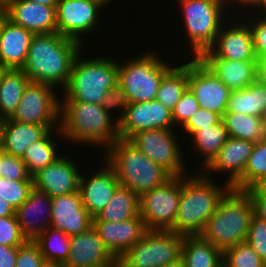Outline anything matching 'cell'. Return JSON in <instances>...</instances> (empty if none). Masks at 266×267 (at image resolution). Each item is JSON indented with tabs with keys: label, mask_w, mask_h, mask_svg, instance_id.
<instances>
[{
	"label": "cell",
	"mask_w": 266,
	"mask_h": 267,
	"mask_svg": "<svg viewBox=\"0 0 266 267\" xmlns=\"http://www.w3.org/2000/svg\"><path fill=\"white\" fill-rule=\"evenodd\" d=\"M253 215L249 195L245 191L230 189L219 201L215 213L208 219L199 236L224 253L246 242Z\"/></svg>",
	"instance_id": "cell-8"
},
{
	"label": "cell",
	"mask_w": 266,
	"mask_h": 267,
	"mask_svg": "<svg viewBox=\"0 0 266 267\" xmlns=\"http://www.w3.org/2000/svg\"><path fill=\"white\" fill-rule=\"evenodd\" d=\"M42 267H65L63 263H56V262H46L43 264Z\"/></svg>",
	"instance_id": "cell-59"
},
{
	"label": "cell",
	"mask_w": 266,
	"mask_h": 267,
	"mask_svg": "<svg viewBox=\"0 0 266 267\" xmlns=\"http://www.w3.org/2000/svg\"><path fill=\"white\" fill-rule=\"evenodd\" d=\"M8 19L34 35L57 33L56 7L29 0H17L8 6Z\"/></svg>",
	"instance_id": "cell-24"
},
{
	"label": "cell",
	"mask_w": 266,
	"mask_h": 267,
	"mask_svg": "<svg viewBox=\"0 0 266 267\" xmlns=\"http://www.w3.org/2000/svg\"><path fill=\"white\" fill-rule=\"evenodd\" d=\"M226 6L231 15H241L249 12L258 0H225Z\"/></svg>",
	"instance_id": "cell-49"
},
{
	"label": "cell",
	"mask_w": 266,
	"mask_h": 267,
	"mask_svg": "<svg viewBox=\"0 0 266 267\" xmlns=\"http://www.w3.org/2000/svg\"><path fill=\"white\" fill-rule=\"evenodd\" d=\"M83 48L80 42L59 33L34 35L21 69L31 82L48 84L61 92Z\"/></svg>",
	"instance_id": "cell-3"
},
{
	"label": "cell",
	"mask_w": 266,
	"mask_h": 267,
	"mask_svg": "<svg viewBox=\"0 0 266 267\" xmlns=\"http://www.w3.org/2000/svg\"><path fill=\"white\" fill-rule=\"evenodd\" d=\"M182 241L173 231L147 230L121 257L133 267H164L181 256Z\"/></svg>",
	"instance_id": "cell-13"
},
{
	"label": "cell",
	"mask_w": 266,
	"mask_h": 267,
	"mask_svg": "<svg viewBox=\"0 0 266 267\" xmlns=\"http://www.w3.org/2000/svg\"><path fill=\"white\" fill-rule=\"evenodd\" d=\"M6 69H7V68H5L4 66L0 65V81H1L2 75L4 74V71H5Z\"/></svg>",
	"instance_id": "cell-63"
},
{
	"label": "cell",
	"mask_w": 266,
	"mask_h": 267,
	"mask_svg": "<svg viewBox=\"0 0 266 267\" xmlns=\"http://www.w3.org/2000/svg\"><path fill=\"white\" fill-rule=\"evenodd\" d=\"M223 267H266V263L247 242H242L223 253Z\"/></svg>",
	"instance_id": "cell-38"
},
{
	"label": "cell",
	"mask_w": 266,
	"mask_h": 267,
	"mask_svg": "<svg viewBox=\"0 0 266 267\" xmlns=\"http://www.w3.org/2000/svg\"><path fill=\"white\" fill-rule=\"evenodd\" d=\"M29 1L37 2L46 6L56 7L59 0H29Z\"/></svg>",
	"instance_id": "cell-58"
},
{
	"label": "cell",
	"mask_w": 266,
	"mask_h": 267,
	"mask_svg": "<svg viewBox=\"0 0 266 267\" xmlns=\"http://www.w3.org/2000/svg\"><path fill=\"white\" fill-rule=\"evenodd\" d=\"M181 197V176H172L163 185L140 197V215L147 230L171 231Z\"/></svg>",
	"instance_id": "cell-12"
},
{
	"label": "cell",
	"mask_w": 266,
	"mask_h": 267,
	"mask_svg": "<svg viewBox=\"0 0 266 267\" xmlns=\"http://www.w3.org/2000/svg\"><path fill=\"white\" fill-rule=\"evenodd\" d=\"M61 92L54 86L29 82L10 118L22 123L60 126Z\"/></svg>",
	"instance_id": "cell-11"
},
{
	"label": "cell",
	"mask_w": 266,
	"mask_h": 267,
	"mask_svg": "<svg viewBox=\"0 0 266 267\" xmlns=\"http://www.w3.org/2000/svg\"><path fill=\"white\" fill-rule=\"evenodd\" d=\"M181 257L186 267H223V252L200 236H183Z\"/></svg>",
	"instance_id": "cell-30"
},
{
	"label": "cell",
	"mask_w": 266,
	"mask_h": 267,
	"mask_svg": "<svg viewBox=\"0 0 266 267\" xmlns=\"http://www.w3.org/2000/svg\"><path fill=\"white\" fill-rule=\"evenodd\" d=\"M2 151V146H1V136H0V152Z\"/></svg>",
	"instance_id": "cell-65"
},
{
	"label": "cell",
	"mask_w": 266,
	"mask_h": 267,
	"mask_svg": "<svg viewBox=\"0 0 266 267\" xmlns=\"http://www.w3.org/2000/svg\"><path fill=\"white\" fill-rule=\"evenodd\" d=\"M70 247L65 267H107L114 259L93 226L86 232L71 236Z\"/></svg>",
	"instance_id": "cell-23"
},
{
	"label": "cell",
	"mask_w": 266,
	"mask_h": 267,
	"mask_svg": "<svg viewBox=\"0 0 266 267\" xmlns=\"http://www.w3.org/2000/svg\"><path fill=\"white\" fill-rule=\"evenodd\" d=\"M264 177H266V144L260 140L255 142L243 174L231 189L245 191L254 187Z\"/></svg>",
	"instance_id": "cell-37"
},
{
	"label": "cell",
	"mask_w": 266,
	"mask_h": 267,
	"mask_svg": "<svg viewBox=\"0 0 266 267\" xmlns=\"http://www.w3.org/2000/svg\"><path fill=\"white\" fill-rule=\"evenodd\" d=\"M0 177L9 180H33L21 157L0 152Z\"/></svg>",
	"instance_id": "cell-42"
},
{
	"label": "cell",
	"mask_w": 266,
	"mask_h": 267,
	"mask_svg": "<svg viewBox=\"0 0 266 267\" xmlns=\"http://www.w3.org/2000/svg\"><path fill=\"white\" fill-rule=\"evenodd\" d=\"M199 108L200 105L195 95L187 88L172 110L174 126L180 129Z\"/></svg>",
	"instance_id": "cell-45"
},
{
	"label": "cell",
	"mask_w": 266,
	"mask_h": 267,
	"mask_svg": "<svg viewBox=\"0 0 266 267\" xmlns=\"http://www.w3.org/2000/svg\"><path fill=\"white\" fill-rule=\"evenodd\" d=\"M262 141L266 144V133L265 136L262 138Z\"/></svg>",
	"instance_id": "cell-64"
},
{
	"label": "cell",
	"mask_w": 266,
	"mask_h": 267,
	"mask_svg": "<svg viewBox=\"0 0 266 267\" xmlns=\"http://www.w3.org/2000/svg\"><path fill=\"white\" fill-rule=\"evenodd\" d=\"M32 188L33 180L16 181L0 177V198L4 199L15 210L27 200Z\"/></svg>",
	"instance_id": "cell-39"
},
{
	"label": "cell",
	"mask_w": 266,
	"mask_h": 267,
	"mask_svg": "<svg viewBox=\"0 0 266 267\" xmlns=\"http://www.w3.org/2000/svg\"><path fill=\"white\" fill-rule=\"evenodd\" d=\"M178 131L149 129L132 135L128 140L171 176H184L192 170L188 156H185V142L180 139L181 133Z\"/></svg>",
	"instance_id": "cell-9"
},
{
	"label": "cell",
	"mask_w": 266,
	"mask_h": 267,
	"mask_svg": "<svg viewBox=\"0 0 266 267\" xmlns=\"http://www.w3.org/2000/svg\"><path fill=\"white\" fill-rule=\"evenodd\" d=\"M239 16L250 27L257 59L261 60L266 58V18L255 16L249 12Z\"/></svg>",
	"instance_id": "cell-40"
},
{
	"label": "cell",
	"mask_w": 266,
	"mask_h": 267,
	"mask_svg": "<svg viewBox=\"0 0 266 267\" xmlns=\"http://www.w3.org/2000/svg\"><path fill=\"white\" fill-rule=\"evenodd\" d=\"M264 197H266V177L254 186Z\"/></svg>",
	"instance_id": "cell-56"
},
{
	"label": "cell",
	"mask_w": 266,
	"mask_h": 267,
	"mask_svg": "<svg viewBox=\"0 0 266 267\" xmlns=\"http://www.w3.org/2000/svg\"><path fill=\"white\" fill-rule=\"evenodd\" d=\"M188 88L200 108L221 117L226 112L231 90L199 58H188Z\"/></svg>",
	"instance_id": "cell-16"
},
{
	"label": "cell",
	"mask_w": 266,
	"mask_h": 267,
	"mask_svg": "<svg viewBox=\"0 0 266 267\" xmlns=\"http://www.w3.org/2000/svg\"><path fill=\"white\" fill-rule=\"evenodd\" d=\"M50 226L70 237L86 232L93 226V217L83 206L79 191L51 198Z\"/></svg>",
	"instance_id": "cell-20"
},
{
	"label": "cell",
	"mask_w": 266,
	"mask_h": 267,
	"mask_svg": "<svg viewBox=\"0 0 266 267\" xmlns=\"http://www.w3.org/2000/svg\"><path fill=\"white\" fill-rule=\"evenodd\" d=\"M107 12V6L100 0H59L56 5L57 33L80 42L84 47L90 46L96 39H89V36L102 31L99 28L108 17Z\"/></svg>",
	"instance_id": "cell-10"
},
{
	"label": "cell",
	"mask_w": 266,
	"mask_h": 267,
	"mask_svg": "<svg viewBox=\"0 0 266 267\" xmlns=\"http://www.w3.org/2000/svg\"><path fill=\"white\" fill-rule=\"evenodd\" d=\"M249 13L266 18V0H258L256 5L249 11Z\"/></svg>",
	"instance_id": "cell-52"
},
{
	"label": "cell",
	"mask_w": 266,
	"mask_h": 267,
	"mask_svg": "<svg viewBox=\"0 0 266 267\" xmlns=\"http://www.w3.org/2000/svg\"><path fill=\"white\" fill-rule=\"evenodd\" d=\"M150 48L146 47V51L142 48L135 55L133 53L126 55L125 52L124 58L123 56L118 58V82L123 86L129 103L156 100L163 76L180 59L172 52L167 53V49L161 54L159 49Z\"/></svg>",
	"instance_id": "cell-6"
},
{
	"label": "cell",
	"mask_w": 266,
	"mask_h": 267,
	"mask_svg": "<svg viewBox=\"0 0 266 267\" xmlns=\"http://www.w3.org/2000/svg\"><path fill=\"white\" fill-rule=\"evenodd\" d=\"M101 105L118 122L122 119L126 108L129 106V101L123 86L119 82L106 93Z\"/></svg>",
	"instance_id": "cell-41"
},
{
	"label": "cell",
	"mask_w": 266,
	"mask_h": 267,
	"mask_svg": "<svg viewBox=\"0 0 266 267\" xmlns=\"http://www.w3.org/2000/svg\"><path fill=\"white\" fill-rule=\"evenodd\" d=\"M245 192L249 195L254 215L266 221V197H264L255 187L248 188Z\"/></svg>",
	"instance_id": "cell-48"
},
{
	"label": "cell",
	"mask_w": 266,
	"mask_h": 267,
	"mask_svg": "<svg viewBox=\"0 0 266 267\" xmlns=\"http://www.w3.org/2000/svg\"><path fill=\"white\" fill-rule=\"evenodd\" d=\"M231 91L241 90L256 81L258 61H232L224 58H199Z\"/></svg>",
	"instance_id": "cell-28"
},
{
	"label": "cell",
	"mask_w": 266,
	"mask_h": 267,
	"mask_svg": "<svg viewBox=\"0 0 266 267\" xmlns=\"http://www.w3.org/2000/svg\"><path fill=\"white\" fill-rule=\"evenodd\" d=\"M110 267H133L126 262L122 257H114Z\"/></svg>",
	"instance_id": "cell-55"
},
{
	"label": "cell",
	"mask_w": 266,
	"mask_h": 267,
	"mask_svg": "<svg viewBox=\"0 0 266 267\" xmlns=\"http://www.w3.org/2000/svg\"><path fill=\"white\" fill-rule=\"evenodd\" d=\"M15 215V209L4 199L0 198V217Z\"/></svg>",
	"instance_id": "cell-53"
},
{
	"label": "cell",
	"mask_w": 266,
	"mask_h": 267,
	"mask_svg": "<svg viewBox=\"0 0 266 267\" xmlns=\"http://www.w3.org/2000/svg\"><path fill=\"white\" fill-rule=\"evenodd\" d=\"M187 88L188 58H182L163 76L156 100L172 111Z\"/></svg>",
	"instance_id": "cell-33"
},
{
	"label": "cell",
	"mask_w": 266,
	"mask_h": 267,
	"mask_svg": "<svg viewBox=\"0 0 266 267\" xmlns=\"http://www.w3.org/2000/svg\"><path fill=\"white\" fill-rule=\"evenodd\" d=\"M246 242L253 248L259 257L266 263V221L253 215Z\"/></svg>",
	"instance_id": "cell-46"
},
{
	"label": "cell",
	"mask_w": 266,
	"mask_h": 267,
	"mask_svg": "<svg viewBox=\"0 0 266 267\" xmlns=\"http://www.w3.org/2000/svg\"><path fill=\"white\" fill-rule=\"evenodd\" d=\"M254 144L255 142L249 140L229 136L217 155L202 172L211 178H222L221 180L231 187L243 174Z\"/></svg>",
	"instance_id": "cell-19"
},
{
	"label": "cell",
	"mask_w": 266,
	"mask_h": 267,
	"mask_svg": "<svg viewBox=\"0 0 266 267\" xmlns=\"http://www.w3.org/2000/svg\"><path fill=\"white\" fill-rule=\"evenodd\" d=\"M192 170L181 176V197L175 224L171 231L181 236H199L219 201L231 189L221 179Z\"/></svg>",
	"instance_id": "cell-4"
},
{
	"label": "cell",
	"mask_w": 266,
	"mask_h": 267,
	"mask_svg": "<svg viewBox=\"0 0 266 267\" xmlns=\"http://www.w3.org/2000/svg\"><path fill=\"white\" fill-rule=\"evenodd\" d=\"M17 1V0H0L1 5L8 6L10 3Z\"/></svg>",
	"instance_id": "cell-62"
},
{
	"label": "cell",
	"mask_w": 266,
	"mask_h": 267,
	"mask_svg": "<svg viewBox=\"0 0 266 267\" xmlns=\"http://www.w3.org/2000/svg\"><path fill=\"white\" fill-rule=\"evenodd\" d=\"M149 129H177L172 111L157 100L129 103L119 121V138L129 139L132 135Z\"/></svg>",
	"instance_id": "cell-18"
},
{
	"label": "cell",
	"mask_w": 266,
	"mask_h": 267,
	"mask_svg": "<svg viewBox=\"0 0 266 267\" xmlns=\"http://www.w3.org/2000/svg\"><path fill=\"white\" fill-rule=\"evenodd\" d=\"M101 2H103L107 7L108 9L110 10V7L111 6L113 8V6L111 5L113 2H117L118 0H100ZM120 1V0H119ZM110 4V5H109Z\"/></svg>",
	"instance_id": "cell-60"
},
{
	"label": "cell",
	"mask_w": 266,
	"mask_h": 267,
	"mask_svg": "<svg viewBox=\"0 0 266 267\" xmlns=\"http://www.w3.org/2000/svg\"><path fill=\"white\" fill-rule=\"evenodd\" d=\"M199 58L258 61L249 25L239 15H232L221 26L213 46Z\"/></svg>",
	"instance_id": "cell-14"
},
{
	"label": "cell",
	"mask_w": 266,
	"mask_h": 267,
	"mask_svg": "<svg viewBox=\"0 0 266 267\" xmlns=\"http://www.w3.org/2000/svg\"><path fill=\"white\" fill-rule=\"evenodd\" d=\"M98 157L102 161L97 159L94 165H97L99 161L100 167L98 165L97 167L93 166L90 168V170L92 169L91 173L89 169L88 171L87 169L86 171L83 170L79 183V193L83 206L92 217H95L109 203L116 189L121 185L113 168L103 157Z\"/></svg>",
	"instance_id": "cell-17"
},
{
	"label": "cell",
	"mask_w": 266,
	"mask_h": 267,
	"mask_svg": "<svg viewBox=\"0 0 266 267\" xmlns=\"http://www.w3.org/2000/svg\"><path fill=\"white\" fill-rule=\"evenodd\" d=\"M261 119H262V122L264 124L265 129H266V105L264 107V111L262 113Z\"/></svg>",
	"instance_id": "cell-61"
},
{
	"label": "cell",
	"mask_w": 266,
	"mask_h": 267,
	"mask_svg": "<svg viewBox=\"0 0 266 267\" xmlns=\"http://www.w3.org/2000/svg\"><path fill=\"white\" fill-rule=\"evenodd\" d=\"M222 120V117L212 111L199 108L195 111L187 122L179 129L181 137H183L184 142H187L188 138L195 130L198 128H205L211 125H215ZM187 136V137H186Z\"/></svg>",
	"instance_id": "cell-43"
},
{
	"label": "cell",
	"mask_w": 266,
	"mask_h": 267,
	"mask_svg": "<svg viewBox=\"0 0 266 267\" xmlns=\"http://www.w3.org/2000/svg\"><path fill=\"white\" fill-rule=\"evenodd\" d=\"M100 156L113 168L121 186L139 197L172 177L128 139L118 138Z\"/></svg>",
	"instance_id": "cell-7"
},
{
	"label": "cell",
	"mask_w": 266,
	"mask_h": 267,
	"mask_svg": "<svg viewBox=\"0 0 266 267\" xmlns=\"http://www.w3.org/2000/svg\"><path fill=\"white\" fill-rule=\"evenodd\" d=\"M8 8L5 5L0 4V33L4 27V24L8 21Z\"/></svg>",
	"instance_id": "cell-54"
},
{
	"label": "cell",
	"mask_w": 266,
	"mask_h": 267,
	"mask_svg": "<svg viewBox=\"0 0 266 267\" xmlns=\"http://www.w3.org/2000/svg\"><path fill=\"white\" fill-rule=\"evenodd\" d=\"M27 239L22 235L15 215L0 217V244L8 247H20Z\"/></svg>",
	"instance_id": "cell-44"
},
{
	"label": "cell",
	"mask_w": 266,
	"mask_h": 267,
	"mask_svg": "<svg viewBox=\"0 0 266 267\" xmlns=\"http://www.w3.org/2000/svg\"><path fill=\"white\" fill-rule=\"evenodd\" d=\"M60 131L69 150L77 145L94 148L100 156L119 138V122L101 104L61 101Z\"/></svg>",
	"instance_id": "cell-2"
},
{
	"label": "cell",
	"mask_w": 266,
	"mask_h": 267,
	"mask_svg": "<svg viewBox=\"0 0 266 267\" xmlns=\"http://www.w3.org/2000/svg\"><path fill=\"white\" fill-rule=\"evenodd\" d=\"M18 247H8L0 244V267H15Z\"/></svg>",
	"instance_id": "cell-50"
},
{
	"label": "cell",
	"mask_w": 266,
	"mask_h": 267,
	"mask_svg": "<svg viewBox=\"0 0 266 267\" xmlns=\"http://www.w3.org/2000/svg\"><path fill=\"white\" fill-rule=\"evenodd\" d=\"M64 153L32 176L33 187L47 193L51 198L79 191L80 177L83 169H86L82 166L83 160L74 157L78 152H74L73 156L70 152V155L66 151ZM79 161L81 165L78 164Z\"/></svg>",
	"instance_id": "cell-15"
},
{
	"label": "cell",
	"mask_w": 266,
	"mask_h": 267,
	"mask_svg": "<svg viewBox=\"0 0 266 267\" xmlns=\"http://www.w3.org/2000/svg\"><path fill=\"white\" fill-rule=\"evenodd\" d=\"M173 1L171 3L174 4L175 8L178 7L176 12L180 14V19L176 17L178 25L174 23L177 27L174 29H177L175 31L180 35L175 37L178 40H173H176L177 43L182 42L175 46L180 48H175L178 49L177 51L173 49L175 51L173 54L180 59L199 58L213 46L221 26L232 16L227 9L226 1L176 0L177 3ZM179 21H181L180 24Z\"/></svg>",
	"instance_id": "cell-1"
},
{
	"label": "cell",
	"mask_w": 266,
	"mask_h": 267,
	"mask_svg": "<svg viewBox=\"0 0 266 267\" xmlns=\"http://www.w3.org/2000/svg\"><path fill=\"white\" fill-rule=\"evenodd\" d=\"M93 227L114 257H121L147 231L141 215L122 222L93 221Z\"/></svg>",
	"instance_id": "cell-21"
},
{
	"label": "cell",
	"mask_w": 266,
	"mask_h": 267,
	"mask_svg": "<svg viewBox=\"0 0 266 267\" xmlns=\"http://www.w3.org/2000/svg\"><path fill=\"white\" fill-rule=\"evenodd\" d=\"M266 105V86L257 80L241 90L230 91L226 112L261 117Z\"/></svg>",
	"instance_id": "cell-34"
},
{
	"label": "cell",
	"mask_w": 266,
	"mask_h": 267,
	"mask_svg": "<svg viewBox=\"0 0 266 267\" xmlns=\"http://www.w3.org/2000/svg\"><path fill=\"white\" fill-rule=\"evenodd\" d=\"M228 138V131L223 120L215 125L198 128L188 138H186L189 143L185 142V147L188 148L189 146V148L185 149V154H188L187 151H190L191 149L192 152L189 155V158L193 155V161H198L196 163L197 165L194 164L196 168L195 170L202 171L217 155L220 148L225 144Z\"/></svg>",
	"instance_id": "cell-25"
},
{
	"label": "cell",
	"mask_w": 266,
	"mask_h": 267,
	"mask_svg": "<svg viewBox=\"0 0 266 267\" xmlns=\"http://www.w3.org/2000/svg\"><path fill=\"white\" fill-rule=\"evenodd\" d=\"M140 215V197L129 188L119 186L109 203L93 221L122 222Z\"/></svg>",
	"instance_id": "cell-31"
},
{
	"label": "cell",
	"mask_w": 266,
	"mask_h": 267,
	"mask_svg": "<svg viewBox=\"0 0 266 267\" xmlns=\"http://www.w3.org/2000/svg\"><path fill=\"white\" fill-rule=\"evenodd\" d=\"M256 80L266 86V58L258 60Z\"/></svg>",
	"instance_id": "cell-51"
},
{
	"label": "cell",
	"mask_w": 266,
	"mask_h": 267,
	"mask_svg": "<svg viewBox=\"0 0 266 267\" xmlns=\"http://www.w3.org/2000/svg\"><path fill=\"white\" fill-rule=\"evenodd\" d=\"M44 263L45 259L35 241L27 240L18 247L15 267H42Z\"/></svg>",
	"instance_id": "cell-47"
},
{
	"label": "cell",
	"mask_w": 266,
	"mask_h": 267,
	"mask_svg": "<svg viewBox=\"0 0 266 267\" xmlns=\"http://www.w3.org/2000/svg\"><path fill=\"white\" fill-rule=\"evenodd\" d=\"M164 267H186L184 259L180 256L175 261L170 262L169 264L165 265Z\"/></svg>",
	"instance_id": "cell-57"
},
{
	"label": "cell",
	"mask_w": 266,
	"mask_h": 267,
	"mask_svg": "<svg viewBox=\"0 0 266 267\" xmlns=\"http://www.w3.org/2000/svg\"><path fill=\"white\" fill-rule=\"evenodd\" d=\"M34 34L8 20L0 33V65L21 69L26 62Z\"/></svg>",
	"instance_id": "cell-27"
},
{
	"label": "cell",
	"mask_w": 266,
	"mask_h": 267,
	"mask_svg": "<svg viewBox=\"0 0 266 267\" xmlns=\"http://www.w3.org/2000/svg\"><path fill=\"white\" fill-rule=\"evenodd\" d=\"M22 235L35 241L51 225V197L34 187L27 200L15 210Z\"/></svg>",
	"instance_id": "cell-22"
},
{
	"label": "cell",
	"mask_w": 266,
	"mask_h": 267,
	"mask_svg": "<svg viewBox=\"0 0 266 267\" xmlns=\"http://www.w3.org/2000/svg\"><path fill=\"white\" fill-rule=\"evenodd\" d=\"M46 262L63 263L68 260L70 236L63 231L48 227L36 240Z\"/></svg>",
	"instance_id": "cell-36"
},
{
	"label": "cell",
	"mask_w": 266,
	"mask_h": 267,
	"mask_svg": "<svg viewBox=\"0 0 266 267\" xmlns=\"http://www.w3.org/2000/svg\"><path fill=\"white\" fill-rule=\"evenodd\" d=\"M30 82L22 69H6L0 81V120L11 118Z\"/></svg>",
	"instance_id": "cell-32"
},
{
	"label": "cell",
	"mask_w": 266,
	"mask_h": 267,
	"mask_svg": "<svg viewBox=\"0 0 266 267\" xmlns=\"http://www.w3.org/2000/svg\"><path fill=\"white\" fill-rule=\"evenodd\" d=\"M222 120L230 137L257 142L265 136L266 129L261 117L244 113L225 112Z\"/></svg>",
	"instance_id": "cell-35"
},
{
	"label": "cell",
	"mask_w": 266,
	"mask_h": 267,
	"mask_svg": "<svg viewBox=\"0 0 266 267\" xmlns=\"http://www.w3.org/2000/svg\"><path fill=\"white\" fill-rule=\"evenodd\" d=\"M86 48L84 47L74 60L69 81L61 91V101L102 104L106 93L118 82L117 54L110 52V56L106 52H98L95 48L89 52ZM94 49L97 52H94Z\"/></svg>",
	"instance_id": "cell-5"
},
{
	"label": "cell",
	"mask_w": 266,
	"mask_h": 267,
	"mask_svg": "<svg viewBox=\"0 0 266 267\" xmlns=\"http://www.w3.org/2000/svg\"><path fill=\"white\" fill-rule=\"evenodd\" d=\"M50 129H60V126H43L37 124L13 121L10 118L1 120L0 136L2 151L22 157L26 149L40 140Z\"/></svg>",
	"instance_id": "cell-26"
},
{
	"label": "cell",
	"mask_w": 266,
	"mask_h": 267,
	"mask_svg": "<svg viewBox=\"0 0 266 267\" xmlns=\"http://www.w3.org/2000/svg\"><path fill=\"white\" fill-rule=\"evenodd\" d=\"M63 143L65 140L60 129H50L40 140L33 142L21 157L26 164L28 173L33 176L57 160L65 151L68 153L69 150L66 146L64 147Z\"/></svg>",
	"instance_id": "cell-29"
}]
</instances>
